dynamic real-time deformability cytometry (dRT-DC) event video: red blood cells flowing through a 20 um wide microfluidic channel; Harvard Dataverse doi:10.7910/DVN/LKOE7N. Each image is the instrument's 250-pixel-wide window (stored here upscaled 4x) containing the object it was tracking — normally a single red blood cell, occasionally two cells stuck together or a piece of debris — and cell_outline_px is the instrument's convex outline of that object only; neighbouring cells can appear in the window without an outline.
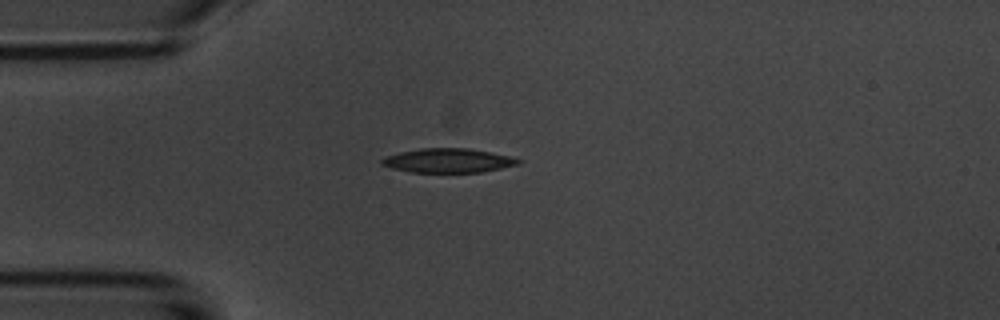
{"species": "common noctule bat (a hibernating species)", "species_latin": "Nyctalus noctula", "temperature_condition": "room temperature", "stored_images_in_passage": 4, "camera_frame_rate_fps": 3000, "um_per_image_px": 0.085, "animal": {"sex": "male", "body_mass_g": 20.1, "forearm_length_mm": 53.5}, "frame": {"image": 1, "passage_image": 1, "time_ms": 0.0, "image_size_px": [1000, 320], "cell_outline_px": [[524, 160], [520, 164], [480, 172], [412, 172], [392, 168], [380, 164], [380, 160], [384, 156], [400, 152], [420, 148], [468, 148], [508, 156]], "centroid_in_image_um": [38.06, 13.64], "position_along_channel_um": 46.9, "area_um2": 19.13}}
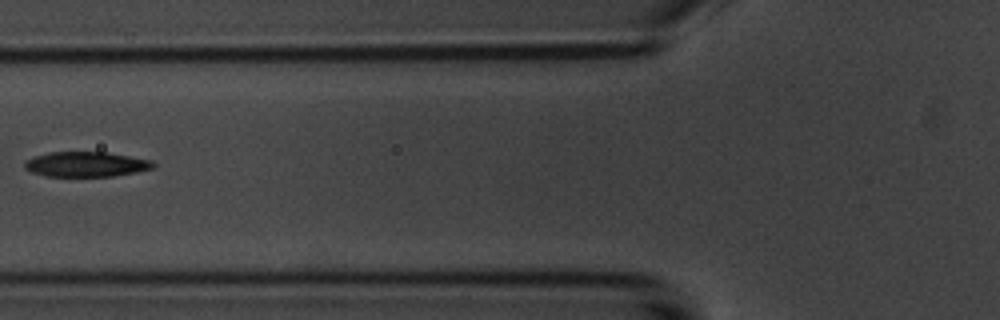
{"frame": {"image": 2, "passage_image": 3, "time_ms": 2.333, "image_size_px": [1000, 320], "cell_outline_px": [[156, 168], [136, 172], [112, 176], [44, 176], [32, 172], [24, 168], [24, 164], [28, 160], [36, 156], [48, 152], [104, 152], [152, 160], [156, 164]], "centroid_in_image_um": [7.35, 13.97], "position_along_channel_um": 118.5, "area_um2": 18.67}}
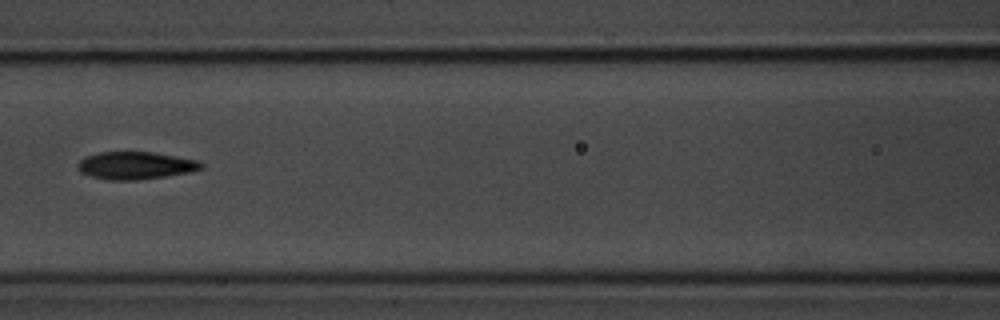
{"frame": {"image": 3, "passage_image": 4, "time_ms": 3.333, "image_size_px": [1000, 320], "cell_outline_px": [[204, 168], [188, 172], [164, 176], [136, 180], [108, 180], [92, 176], [80, 172], [76, 164], [84, 156], [100, 152], [152, 152], [200, 160], [204, 164]], "centroid_in_image_um": [11.52, 14.06], "position_along_channel_um": 155.1, "area_um2": 19.83}}